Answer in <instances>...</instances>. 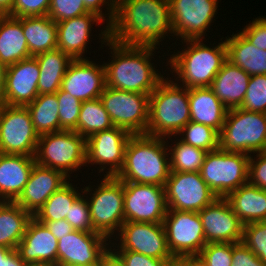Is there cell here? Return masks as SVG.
Here are the masks:
<instances>
[{"mask_svg": "<svg viewBox=\"0 0 266 266\" xmlns=\"http://www.w3.org/2000/svg\"><path fill=\"white\" fill-rule=\"evenodd\" d=\"M173 33L169 0H119L109 26L112 40L125 45H160Z\"/></svg>", "mask_w": 266, "mask_h": 266, "instance_id": "cell-1", "label": "cell"}, {"mask_svg": "<svg viewBox=\"0 0 266 266\" xmlns=\"http://www.w3.org/2000/svg\"><path fill=\"white\" fill-rule=\"evenodd\" d=\"M102 44L112 50L110 63H104L106 86L150 95L164 79L150 62L156 47L125 45L112 40L109 26L101 32ZM105 42V43H104Z\"/></svg>", "mask_w": 266, "mask_h": 266, "instance_id": "cell-2", "label": "cell"}, {"mask_svg": "<svg viewBox=\"0 0 266 266\" xmlns=\"http://www.w3.org/2000/svg\"><path fill=\"white\" fill-rule=\"evenodd\" d=\"M165 139L132 135L125 149L122 169L115 177L122 182L165 186L171 172Z\"/></svg>", "mask_w": 266, "mask_h": 266, "instance_id": "cell-3", "label": "cell"}, {"mask_svg": "<svg viewBox=\"0 0 266 266\" xmlns=\"http://www.w3.org/2000/svg\"><path fill=\"white\" fill-rule=\"evenodd\" d=\"M191 121L189 89L163 79L149 95V122L146 135L170 138Z\"/></svg>", "mask_w": 266, "mask_h": 266, "instance_id": "cell-4", "label": "cell"}, {"mask_svg": "<svg viewBox=\"0 0 266 266\" xmlns=\"http://www.w3.org/2000/svg\"><path fill=\"white\" fill-rule=\"evenodd\" d=\"M187 45L182 51L170 56L169 64L177 81L188 89L195 87H210L214 77L227 60L225 41L219 45L208 47L201 39L184 40Z\"/></svg>", "mask_w": 266, "mask_h": 266, "instance_id": "cell-5", "label": "cell"}, {"mask_svg": "<svg viewBox=\"0 0 266 266\" xmlns=\"http://www.w3.org/2000/svg\"><path fill=\"white\" fill-rule=\"evenodd\" d=\"M219 148L248 155L266 151V114L233 108L227 110L219 133ZM250 153V154H249Z\"/></svg>", "mask_w": 266, "mask_h": 266, "instance_id": "cell-6", "label": "cell"}, {"mask_svg": "<svg viewBox=\"0 0 266 266\" xmlns=\"http://www.w3.org/2000/svg\"><path fill=\"white\" fill-rule=\"evenodd\" d=\"M35 161L41 166L59 170L69 178L72 171L86 165V139L73 130L39 136Z\"/></svg>", "mask_w": 266, "mask_h": 266, "instance_id": "cell-7", "label": "cell"}, {"mask_svg": "<svg viewBox=\"0 0 266 266\" xmlns=\"http://www.w3.org/2000/svg\"><path fill=\"white\" fill-rule=\"evenodd\" d=\"M249 157L246 153L220 148L209 151L200 170L201 177L217 197L226 198L248 183Z\"/></svg>", "mask_w": 266, "mask_h": 266, "instance_id": "cell-8", "label": "cell"}, {"mask_svg": "<svg viewBox=\"0 0 266 266\" xmlns=\"http://www.w3.org/2000/svg\"><path fill=\"white\" fill-rule=\"evenodd\" d=\"M163 226L168 248L177 261L195 259L207 244L198 212L167 209Z\"/></svg>", "mask_w": 266, "mask_h": 266, "instance_id": "cell-9", "label": "cell"}, {"mask_svg": "<svg viewBox=\"0 0 266 266\" xmlns=\"http://www.w3.org/2000/svg\"><path fill=\"white\" fill-rule=\"evenodd\" d=\"M102 180L88 204L93 229L110 240L125 222L123 182L115 176Z\"/></svg>", "mask_w": 266, "mask_h": 266, "instance_id": "cell-10", "label": "cell"}, {"mask_svg": "<svg viewBox=\"0 0 266 266\" xmlns=\"http://www.w3.org/2000/svg\"><path fill=\"white\" fill-rule=\"evenodd\" d=\"M100 99L116 127L146 134L149 122V95L105 86Z\"/></svg>", "mask_w": 266, "mask_h": 266, "instance_id": "cell-11", "label": "cell"}, {"mask_svg": "<svg viewBox=\"0 0 266 266\" xmlns=\"http://www.w3.org/2000/svg\"><path fill=\"white\" fill-rule=\"evenodd\" d=\"M38 140L27 107L4 104L0 114V153L35 156Z\"/></svg>", "mask_w": 266, "mask_h": 266, "instance_id": "cell-12", "label": "cell"}, {"mask_svg": "<svg viewBox=\"0 0 266 266\" xmlns=\"http://www.w3.org/2000/svg\"><path fill=\"white\" fill-rule=\"evenodd\" d=\"M167 209L199 212L218 198L200 172H170L165 184Z\"/></svg>", "mask_w": 266, "mask_h": 266, "instance_id": "cell-13", "label": "cell"}, {"mask_svg": "<svg viewBox=\"0 0 266 266\" xmlns=\"http://www.w3.org/2000/svg\"><path fill=\"white\" fill-rule=\"evenodd\" d=\"M125 222L163 223L167 213L165 186L123 182Z\"/></svg>", "mask_w": 266, "mask_h": 266, "instance_id": "cell-14", "label": "cell"}, {"mask_svg": "<svg viewBox=\"0 0 266 266\" xmlns=\"http://www.w3.org/2000/svg\"><path fill=\"white\" fill-rule=\"evenodd\" d=\"M106 241L100 233L74 230L58 240L57 266H103Z\"/></svg>", "mask_w": 266, "mask_h": 266, "instance_id": "cell-15", "label": "cell"}, {"mask_svg": "<svg viewBox=\"0 0 266 266\" xmlns=\"http://www.w3.org/2000/svg\"><path fill=\"white\" fill-rule=\"evenodd\" d=\"M217 4V0H169L173 35L183 41L202 39L216 15Z\"/></svg>", "mask_w": 266, "mask_h": 266, "instance_id": "cell-16", "label": "cell"}, {"mask_svg": "<svg viewBox=\"0 0 266 266\" xmlns=\"http://www.w3.org/2000/svg\"><path fill=\"white\" fill-rule=\"evenodd\" d=\"M132 135L116 126L92 134L86 139V164H99V173L109 166L104 176H116L124 164L125 149Z\"/></svg>", "mask_w": 266, "mask_h": 266, "instance_id": "cell-17", "label": "cell"}, {"mask_svg": "<svg viewBox=\"0 0 266 266\" xmlns=\"http://www.w3.org/2000/svg\"><path fill=\"white\" fill-rule=\"evenodd\" d=\"M118 249L144 254L156 259H175L167 244L163 223L124 222L119 230Z\"/></svg>", "mask_w": 266, "mask_h": 266, "instance_id": "cell-18", "label": "cell"}, {"mask_svg": "<svg viewBox=\"0 0 266 266\" xmlns=\"http://www.w3.org/2000/svg\"><path fill=\"white\" fill-rule=\"evenodd\" d=\"M198 214L206 243L242 242L244 225L226 198H216Z\"/></svg>", "mask_w": 266, "mask_h": 266, "instance_id": "cell-19", "label": "cell"}, {"mask_svg": "<svg viewBox=\"0 0 266 266\" xmlns=\"http://www.w3.org/2000/svg\"><path fill=\"white\" fill-rule=\"evenodd\" d=\"M106 86L104 64L89 59H73L61 83V89L80 101L100 98Z\"/></svg>", "mask_w": 266, "mask_h": 266, "instance_id": "cell-20", "label": "cell"}, {"mask_svg": "<svg viewBox=\"0 0 266 266\" xmlns=\"http://www.w3.org/2000/svg\"><path fill=\"white\" fill-rule=\"evenodd\" d=\"M40 69L34 56L23 59L6 69L3 103L9 106H26L38 94Z\"/></svg>", "mask_w": 266, "mask_h": 266, "instance_id": "cell-21", "label": "cell"}, {"mask_svg": "<svg viewBox=\"0 0 266 266\" xmlns=\"http://www.w3.org/2000/svg\"><path fill=\"white\" fill-rule=\"evenodd\" d=\"M57 245L56 237L32 217L16 250L29 266H57Z\"/></svg>", "mask_w": 266, "mask_h": 266, "instance_id": "cell-22", "label": "cell"}, {"mask_svg": "<svg viewBox=\"0 0 266 266\" xmlns=\"http://www.w3.org/2000/svg\"><path fill=\"white\" fill-rule=\"evenodd\" d=\"M61 171L34 164L22 193L15 202L34 216L46 200L68 181Z\"/></svg>", "mask_w": 266, "mask_h": 266, "instance_id": "cell-23", "label": "cell"}, {"mask_svg": "<svg viewBox=\"0 0 266 266\" xmlns=\"http://www.w3.org/2000/svg\"><path fill=\"white\" fill-rule=\"evenodd\" d=\"M104 22L94 13H86L79 17L57 22V49L68 54L72 59H84L87 42L90 41V31L93 23Z\"/></svg>", "mask_w": 266, "mask_h": 266, "instance_id": "cell-24", "label": "cell"}, {"mask_svg": "<svg viewBox=\"0 0 266 266\" xmlns=\"http://www.w3.org/2000/svg\"><path fill=\"white\" fill-rule=\"evenodd\" d=\"M35 163V156L0 153V201L19 197Z\"/></svg>", "mask_w": 266, "mask_h": 266, "instance_id": "cell-25", "label": "cell"}, {"mask_svg": "<svg viewBox=\"0 0 266 266\" xmlns=\"http://www.w3.org/2000/svg\"><path fill=\"white\" fill-rule=\"evenodd\" d=\"M249 80V74L226 60L210 88L228 110L239 108L244 100Z\"/></svg>", "mask_w": 266, "mask_h": 266, "instance_id": "cell-26", "label": "cell"}, {"mask_svg": "<svg viewBox=\"0 0 266 266\" xmlns=\"http://www.w3.org/2000/svg\"><path fill=\"white\" fill-rule=\"evenodd\" d=\"M189 108L191 121L210 126L219 133L221 132L228 109L210 87L190 88Z\"/></svg>", "mask_w": 266, "mask_h": 266, "instance_id": "cell-27", "label": "cell"}, {"mask_svg": "<svg viewBox=\"0 0 266 266\" xmlns=\"http://www.w3.org/2000/svg\"><path fill=\"white\" fill-rule=\"evenodd\" d=\"M226 199L243 225L266 221V190L248 182L231 192Z\"/></svg>", "mask_w": 266, "mask_h": 266, "instance_id": "cell-28", "label": "cell"}, {"mask_svg": "<svg viewBox=\"0 0 266 266\" xmlns=\"http://www.w3.org/2000/svg\"><path fill=\"white\" fill-rule=\"evenodd\" d=\"M22 24L30 56L57 49V23L47 16L17 18Z\"/></svg>", "mask_w": 266, "mask_h": 266, "instance_id": "cell-29", "label": "cell"}, {"mask_svg": "<svg viewBox=\"0 0 266 266\" xmlns=\"http://www.w3.org/2000/svg\"><path fill=\"white\" fill-rule=\"evenodd\" d=\"M231 36L225 40L227 60L250 76L266 75V50L249 43L240 32Z\"/></svg>", "mask_w": 266, "mask_h": 266, "instance_id": "cell-30", "label": "cell"}, {"mask_svg": "<svg viewBox=\"0 0 266 266\" xmlns=\"http://www.w3.org/2000/svg\"><path fill=\"white\" fill-rule=\"evenodd\" d=\"M29 57L21 22L6 14L0 20V62L8 67Z\"/></svg>", "mask_w": 266, "mask_h": 266, "instance_id": "cell-31", "label": "cell"}, {"mask_svg": "<svg viewBox=\"0 0 266 266\" xmlns=\"http://www.w3.org/2000/svg\"><path fill=\"white\" fill-rule=\"evenodd\" d=\"M40 69L38 94H54L61 88V83L72 58L59 49L34 56Z\"/></svg>", "mask_w": 266, "mask_h": 266, "instance_id": "cell-32", "label": "cell"}, {"mask_svg": "<svg viewBox=\"0 0 266 266\" xmlns=\"http://www.w3.org/2000/svg\"><path fill=\"white\" fill-rule=\"evenodd\" d=\"M32 217L15 201H0V246L16 249Z\"/></svg>", "mask_w": 266, "mask_h": 266, "instance_id": "cell-33", "label": "cell"}, {"mask_svg": "<svg viewBox=\"0 0 266 266\" xmlns=\"http://www.w3.org/2000/svg\"><path fill=\"white\" fill-rule=\"evenodd\" d=\"M39 136L59 131V104L54 94H40L26 105Z\"/></svg>", "mask_w": 266, "mask_h": 266, "instance_id": "cell-34", "label": "cell"}, {"mask_svg": "<svg viewBox=\"0 0 266 266\" xmlns=\"http://www.w3.org/2000/svg\"><path fill=\"white\" fill-rule=\"evenodd\" d=\"M114 127L100 98L83 101L77 121V133L87 139L94 133Z\"/></svg>", "mask_w": 266, "mask_h": 266, "instance_id": "cell-35", "label": "cell"}, {"mask_svg": "<svg viewBox=\"0 0 266 266\" xmlns=\"http://www.w3.org/2000/svg\"><path fill=\"white\" fill-rule=\"evenodd\" d=\"M68 181L55 191L33 216L38 221H58L66 218L74 201L81 193Z\"/></svg>", "mask_w": 266, "mask_h": 266, "instance_id": "cell-36", "label": "cell"}, {"mask_svg": "<svg viewBox=\"0 0 266 266\" xmlns=\"http://www.w3.org/2000/svg\"><path fill=\"white\" fill-rule=\"evenodd\" d=\"M169 147L171 172H200L207 151L181 140Z\"/></svg>", "mask_w": 266, "mask_h": 266, "instance_id": "cell-37", "label": "cell"}, {"mask_svg": "<svg viewBox=\"0 0 266 266\" xmlns=\"http://www.w3.org/2000/svg\"><path fill=\"white\" fill-rule=\"evenodd\" d=\"M180 134L183 136L180 137L181 141L193 147L207 152L219 148V132L210 126L190 121L182 128L178 135Z\"/></svg>", "mask_w": 266, "mask_h": 266, "instance_id": "cell-38", "label": "cell"}, {"mask_svg": "<svg viewBox=\"0 0 266 266\" xmlns=\"http://www.w3.org/2000/svg\"><path fill=\"white\" fill-rule=\"evenodd\" d=\"M56 97L59 104V131L73 130L77 132V121L82 101L61 88L56 93Z\"/></svg>", "mask_w": 266, "mask_h": 266, "instance_id": "cell-39", "label": "cell"}, {"mask_svg": "<svg viewBox=\"0 0 266 266\" xmlns=\"http://www.w3.org/2000/svg\"><path fill=\"white\" fill-rule=\"evenodd\" d=\"M241 109L266 114V75L250 76Z\"/></svg>", "mask_w": 266, "mask_h": 266, "instance_id": "cell-40", "label": "cell"}, {"mask_svg": "<svg viewBox=\"0 0 266 266\" xmlns=\"http://www.w3.org/2000/svg\"><path fill=\"white\" fill-rule=\"evenodd\" d=\"M195 260L201 266H231L232 243H207Z\"/></svg>", "mask_w": 266, "mask_h": 266, "instance_id": "cell-41", "label": "cell"}, {"mask_svg": "<svg viewBox=\"0 0 266 266\" xmlns=\"http://www.w3.org/2000/svg\"><path fill=\"white\" fill-rule=\"evenodd\" d=\"M242 242L266 263V221L244 225Z\"/></svg>", "mask_w": 266, "mask_h": 266, "instance_id": "cell-42", "label": "cell"}, {"mask_svg": "<svg viewBox=\"0 0 266 266\" xmlns=\"http://www.w3.org/2000/svg\"><path fill=\"white\" fill-rule=\"evenodd\" d=\"M88 196L80 195L72 204L69 213L66 215L67 222L74 230L83 232H96L93 229Z\"/></svg>", "mask_w": 266, "mask_h": 266, "instance_id": "cell-43", "label": "cell"}, {"mask_svg": "<svg viewBox=\"0 0 266 266\" xmlns=\"http://www.w3.org/2000/svg\"><path fill=\"white\" fill-rule=\"evenodd\" d=\"M89 13L83 0H51L48 16L57 22Z\"/></svg>", "mask_w": 266, "mask_h": 266, "instance_id": "cell-44", "label": "cell"}, {"mask_svg": "<svg viewBox=\"0 0 266 266\" xmlns=\"http://www.w3.org/2000/svg\"><path fill=\"white\" fill-rule=\"evenodd\" d=\"M51 0H14L11 11L12 17L47 16Z\"/></svg>", "mask_w": 266, "mask_h": 266, "instance_id": "cell-45", "label": "cell"}, {"mask_svg": "<svg viewBox=\"0 0 266 266\" xmlns=\"http://www.w3.org/2000/svg\"><path fill=\"white\" fill-rule=\"evenodd\" d=\"M114 252L127 266H171L177 262L176 259H156L128 250H115Z\"/></svg>", "mask_w": 266, "mask_h": 266, "instance_id": "cell-46", "label": "cell"}, {"mask_svg": "<svg viewBox=\"0 0 266 266\" xmlns=\"http://www.w3.org/2000/svg\"><path fill=\"white\" fill-rule=\"evenodd\" d=\"M248 182L260 189L266 190V152H258L256 159L249 157Z\"/></svg>", "mask_w": 266, "mask_h": 266, "instance_id": "cell-47", "label": "cell"}, {"mask_svg": "<svg viewBox=\"0 0 266 266\" xmlns=\"http://www.w3.org/2000/svg\"><path fill=\"white\" fill-rule=\"evenodd\" d=\"M240 33L255 47L266 50V17L254 19Z\"/></svg>", "mask_w": 266, "mask_h": 266, "instance_id": "cell-48", "label": "cell"}, {"mask_svg": "<svg viewBox=\"0 0 266 266\" xmlns=\"http://www.w3.org/2000/svg\"><path fill=\"white\" fill-rule=\"evenodd\" d=\"M231 266H266L243 242L232 243Z\"/></svg>", "mask_w": 266, "mask_h": 266, "instance_id": "cell-49", "label": "cell"}, {"mask_svg": "<svg viewBox=\"0 0 266 266\" xmlns=\"http://www.w3.org/2000/svg\"><path fill=\"white\" fill-rule=\"evenodd\" d=\"M107 1L106 0H83L84 6L86 7L87 11L96 14L103 20H106V19H104L105 17H103L104 14L102 13L101 7L108 3L107 4L108 8H106L107 10H109L107 11L109 12L107 13L109 15L107 18V22H108L107 25L110 26L115 17V4L111 0H107Z\"/></svg>", "mask_w": 266, "mask_h": 266, "instance_id": "cell-50", "label": "cell"}, {"mask_svg": "<svg viewBox=\"0 0 266 266\" xmlns=\"http://www.w3.org/2000/svg\"><path fill=\"white\" fill-rule=\"evenodd\" d=\"M39 222L43 223L47 227V229L56 237L57 240L74 231L73 227L67 222L66 219L58 221Z\"/></svg>", "mask_w": 266, "mask_h": 266, "instance_id": "cell-51", "label": "cell"}, {"mask_svg": "<svg viewBox=\"0 0 266 266\" xmlns=\"http://www.w3.org/2000/svg\"><path fill=\"white\" fill-rule=\"evenodd\" d=\"M1 266H29L19 256L18 251L13 249L5 258L1 259Z\"/></svg>", "mask_w": 266, "mask_h": 266, "instance_id": "cell-52", "label": "cell"}, {"mask_svg": "<svg viewBox=\"0 0 266 266\" xmlns=\"http://www.w3.org/2000/svg\"><path fill=\"white\" fill-rule=\"evenodd\" d=\"M111 247L113 246H110V249L105 254L103 266H127L114 250L112 251Z\"/></svg>", "mask_w": 266, "mask_h": 266, "instance_id": "cell-53", "label": "cell"}, {"mask_svg": "<svg viewBox=\"0 0 266 266\" xmlns=\"http://www.w3.org/2000/svg\"><path fill=\"white\" fill-rule=\"evenodd\" d=\"M6 69L7 67L0 62V102H3Z\"/></svg>", "mask_w": 266, "mask_h": 266, "instance_id": "cell-54", "label": "cell"}, {"mask_svg": "<svg viewBox=\"0 0 266 266\" xmlns=\"http://www.w3.org/2000/svg\"><path fill=\"white\" fill-rule=\"evenodd\" d=\"M13 2L14 0H0V10L8 14L12 9Z\"/></svg>", "mask_w": 266, "mask_h": 266, "instance_id": "cell-55", "label": "cell"}, {"mask_svg": "<svg viewBox=\"0 0 266 266\" xmlns=\"http://www.w3.org/2000/svg\"><path fill=\"white\" fill-rule=\"evenodd\" d=\"M13 249L8 247L0 246V266H1V259L5 258Z\"/></svg>", "mask_w": 266, "mask_h": 266, "instance_id": "cell-56", "label": "cell"}, {"mask_svg": "<svg viewBox=\"0 0 266 266\" xmlns=\"http://www.w3.org/2000/svg\"><path fill=\"white\" fill-rule=\"evenodd\" d=\"M182 266H201L195 259L182 260Z\"/></svg>", "mask_w": 266, "mask_h": 266, "instance_id": "cell-57", "label": "cell"}, {"mask_svg": "<svg viewBox=\"0 0 266 266\" xmlns=\"http://www.w3.org/2000/svg\"><path fill=\"white\" fill-rule=\"evenodd\" d=\"M171 266H182V260H178V261L176 262V264L171 265Z\"/></svg>", "mask_w": 266, "mask_h": 266, "instance_id": "cell-58", "label": "cell"}, {"mask_svg": "<svg viewBox=\"0 0 266 266\" xmlns=\"http://www.w3.org/2000/svg\"><path fill=\"white\" fill-rule=\"evenodd\" d=\"M6 14L3 13L1 10H0V20L5 16Z\"/></svg>", "mask_w": 266, "mask_h": 266, "instance_id": "cell-59", "label": "cell"}, {"mask_svg": "<svg viewBox=\"0 0 266 266\" xmlns=\"http://www.w3.org/2000/svg\"><path fill=\"white\" fill-rule=\"evenodd\" d=\"M3 106H4V103L3 102H0V114H1V111H2Z\"/></svg>", "mask_w": 266, "mask_h": 266, "instance_id": "cell-60", "label": "cell"}, {"mask_svg": "<svg viewBox=\"0 0 266 266\" xmlns=\"http://www.w3.org/2000/svg\"><path fill=\"white\" fill-rule=\"evenodd\" d=\"M114 4H116L119 0H111Z\"/></svg>", "mask_w": 266, "mask_h": 266, "instance_id": "cell-61", "label": "cell"}]
</instances>
